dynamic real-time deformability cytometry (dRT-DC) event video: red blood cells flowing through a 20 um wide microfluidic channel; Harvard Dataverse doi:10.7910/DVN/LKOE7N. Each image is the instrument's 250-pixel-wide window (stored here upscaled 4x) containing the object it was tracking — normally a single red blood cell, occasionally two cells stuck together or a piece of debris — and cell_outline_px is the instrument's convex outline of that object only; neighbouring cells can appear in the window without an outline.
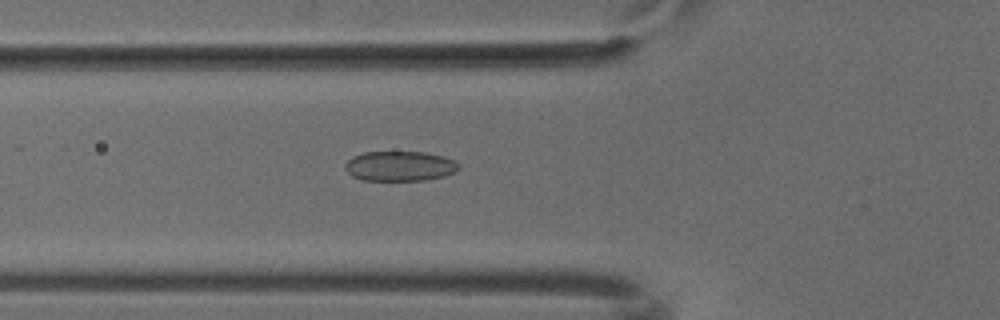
{"species": "common noctule bat (a hibernating species)", "species_latin": "Nyctalus noctula", "temperature_condition": "cold", "stored_images_in_passage": 52, "camera_frame_rate_fps": 3000, "um_per_image_px": 0.085, "animal": {"sex": "male", "body_mass_g": 18.8}, "frame": {"image": 1, "passage_image": 19, "time_ms": 6.0, "image_size_px": [1000, 320], "cell_outline_px": [[460, 168], [456, 172], [444, 176], [424, 180], [364, 180], [352, 176], [344, 168], [344, 164], [352, 156], [364, 152], [424, 152], [444, 156], [452, 160]], "centroid_in_image_um": [33.96, 14.11], "position_along_channel_um": 91.8, "area_um2": 19.77}}
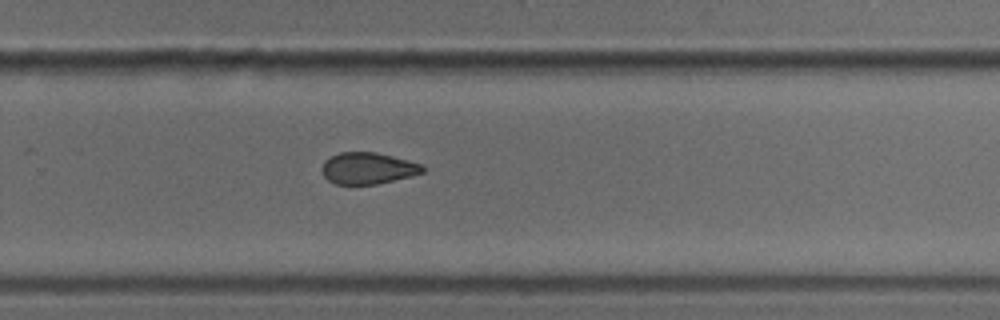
{"frame": {"image": 2, "passage_image": 35, "time_ms": 11.333, "image_size_px": [1000, 320], "cell_outline_px": [[424, 172], [412, 176], [376, 184], [336, 184], [328, 180], [324, 176], [320, 168], [324, 160], [340, 152], [376, 152], [408, 160], [420, 164], [424, 168]], "centroid_in_image_um": [31.24, 14.3], "position_along_channel_um": 298.6, "area_um2": 18.5}}
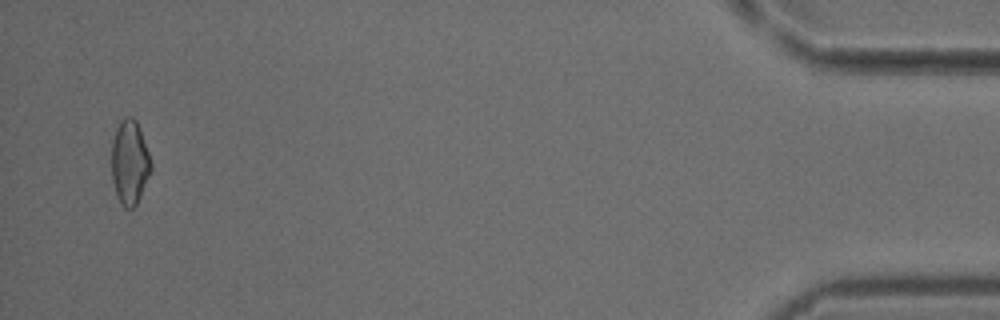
{"frame": {"image": 3, "passage_image": 51, "time_ms": 16.667, "image_size_px": [1000, 320], "cell_outline_px": [[152, 168], [140, 196], [136, 204], [132, 208], [124, 208], [120, 204], [116, 196], [112, 180], [112, 140], [116, 128], [120, 120], [124, 116], [132, 116], [136, 120], [140, 128], [152, 164]], "centroid_in_image_um": [11.01, 13.78], "position_along_channel_um": 424.2, "area_um2": 19.48}}